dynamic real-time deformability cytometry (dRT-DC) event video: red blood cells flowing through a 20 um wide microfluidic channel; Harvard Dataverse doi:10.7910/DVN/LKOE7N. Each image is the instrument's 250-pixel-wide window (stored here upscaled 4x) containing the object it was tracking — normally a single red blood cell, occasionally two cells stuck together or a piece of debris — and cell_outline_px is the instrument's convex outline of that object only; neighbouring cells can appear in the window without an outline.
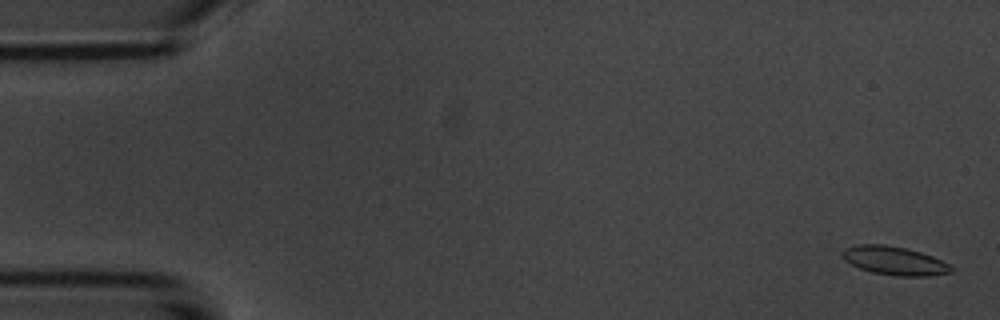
{"species": "common noctule bat (a hibernating species)", "species_latin": "Nyctalus noctula", "temperature_condition": "room temperature", "stored_images_in_passage": 5, "camera_frame_rate_fps": 3000, "um_per_image_px": 0.085, "animal": {"sex": "male", "body_mass_g": 20.1, "forearm_length_mm": 53.5}, "frame": {"image": 1, "passage_image": 1, "time_ms": 0.0, "image_size_px": [1000, 320], "cell_outline_px": [[956, 268], [952, 272], [928, 276], [896, 276], [872, 272], [860, 268], [844, 260], [840, 256], [840, 252], [844, 248], [860, 244], [884, 244], [904, 248], [920, 252], [932, 256]], "centroid_in_image_um": [76.0, 22.16], "position_along_channel_um": 9.0, "area_um2": 18.15}}
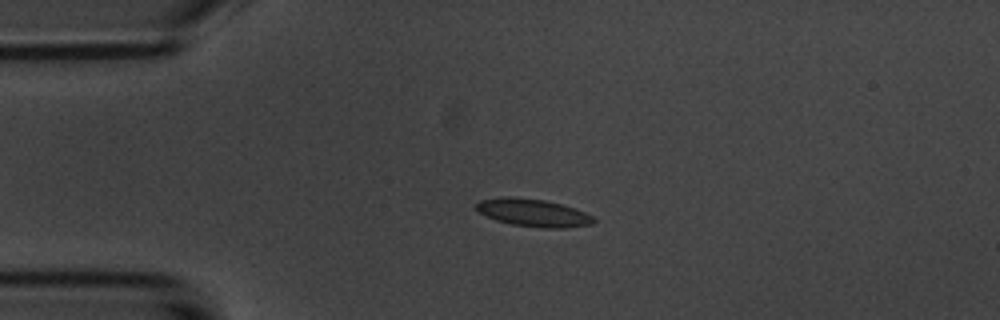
{"frame": {"image": 2, "passage_image": 4, "time_ms": 3.667, "image_size_px": [1000, 320], "cell_outline_px": [[596, 220], [592, 224], [564, 228], [544, 228], [512, 224], [496, 220], [476, 212], [476, 204], [480, 200], [504, 196], [512, 196], [544, 200], [576, 208], [592, 216]], "centroid_in_image_um": [45.29, 18.08], "position_along_channel_um": 39.7, "area_um2": 18.96}}